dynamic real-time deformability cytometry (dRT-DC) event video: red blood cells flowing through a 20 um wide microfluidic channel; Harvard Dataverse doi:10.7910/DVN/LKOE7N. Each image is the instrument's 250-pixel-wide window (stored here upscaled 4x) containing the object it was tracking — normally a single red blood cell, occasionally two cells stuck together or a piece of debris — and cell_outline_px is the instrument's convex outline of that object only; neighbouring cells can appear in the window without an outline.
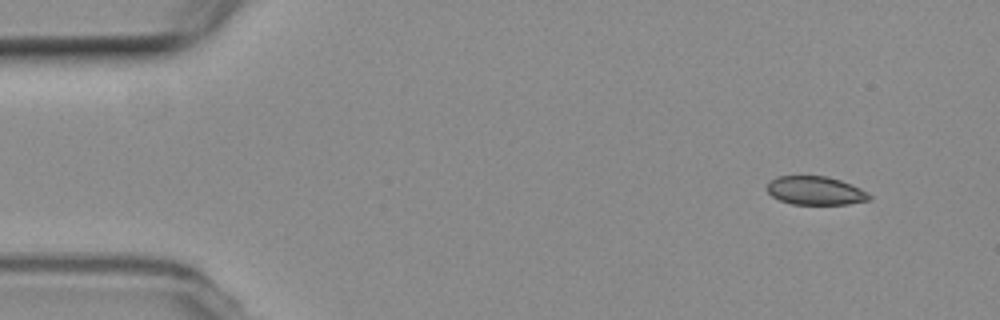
{"species": "common noctule bat (a hibernating species)", "species_latin": "Nyctalus noctula", "temperature_condition": "room temperature", "stored_images_in_passage": 4, "camera_frame_rate_fps": 3000, "um_per_image_px": 0.085, "animal": {"sex": "female", "body_mass_g": 19.3, "forearm_length_mm": 54.1}, "frame": {"image": 1, "passage_image": 1, "time_ms": 0.0, "image_size_px": [1000, 320], "cell_outline_px": [[872, 200], [848, 204], [792, 204], [780, 200], [772, 196], [764, 188], [776, 176], [828, 176], [840, 180], [860, 188], [868, 192], [872, 196]], "centroid_in_image_um": [69.33, 16.2], "position_along_channel_um": 15.7, "area_um2": 17.11}}
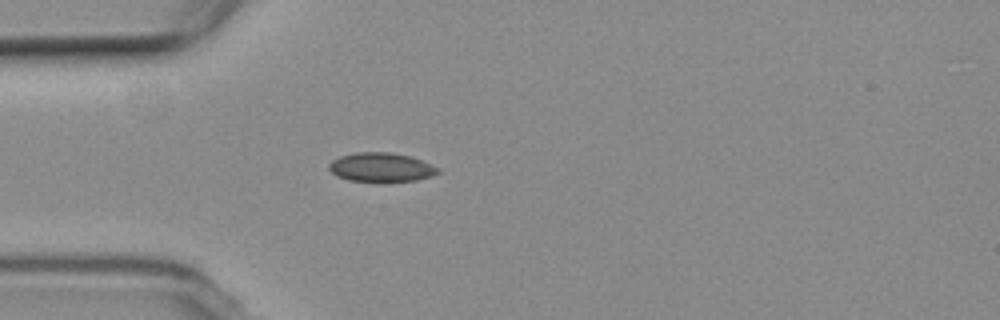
{"frame": {"image": 2, "passage_image": 4, "time_ms": 3.667, "image_size_px": [1000, 320], "cell_outline_px": [[440, 172], [432, 176], [416, 180], [376, 184], [348, 180], [336, 176], [328, 168], [328, 164], [332, 160], [340, 156], [356, 152], [388, 152], [412, 156], [432, 164], [440, 168]], "centroid_in_image_um": [32.4, 14.25], "position_along_channel_um": 52.6, "area_um2": 19.25}}